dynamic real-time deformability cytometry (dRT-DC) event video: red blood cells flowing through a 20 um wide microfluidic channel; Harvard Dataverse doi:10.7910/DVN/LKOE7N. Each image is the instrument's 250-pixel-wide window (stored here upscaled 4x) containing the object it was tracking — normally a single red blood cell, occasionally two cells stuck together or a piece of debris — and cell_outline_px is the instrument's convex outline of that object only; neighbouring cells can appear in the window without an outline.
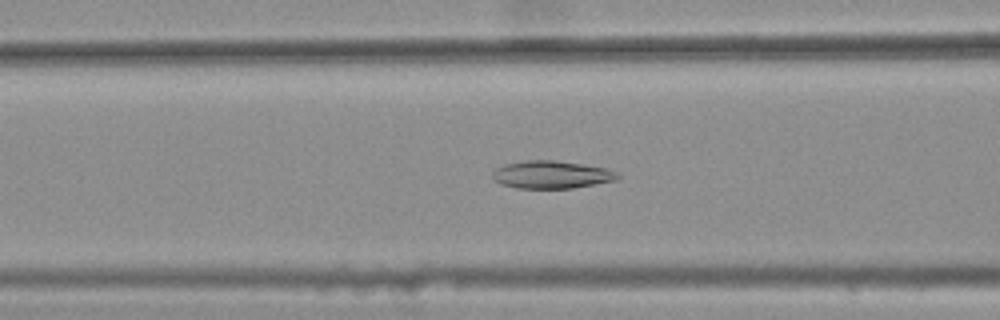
{"species": "common noctule bat (a hibernating species)", "species_latin": "Nyctalus noctula", "temperature_condition": "warm", "stored_images_in_passage": 48, "camera_frame_rate_fps": 3000, "um_per_image_px": 0.085, "animal": {"sex": "female", "body_mass_g": 25.1}, "frame": {"image": 1, "passage_image": 23, "time_ms": 7.333, "image_size_px": [1000, 320], "cell_outline_px": [[620, 176], [616, 180], [572, 188], [516, 188], [500, 184], [492, 176], [492, 172], [496, 168], [504, 164], [528, 160], [556, 160], [584, 164], [604, 168], [616, 172]], "centroid_in_image_um": [46.85, 14.84], "position_along_channel_um": 119.7, "area_um2": 20.11}}
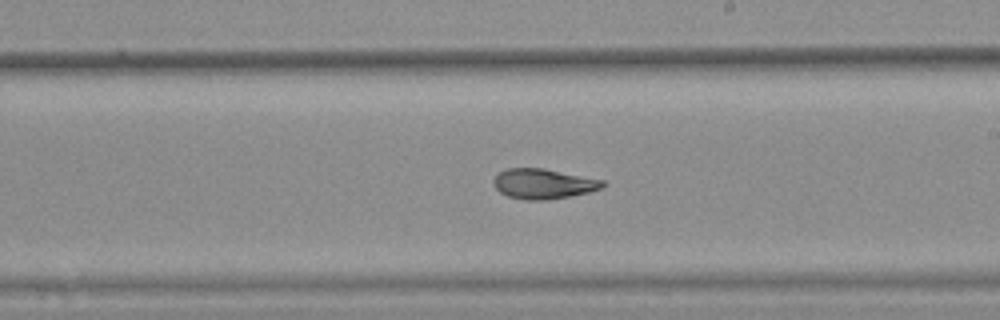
{"frame": {"image": 2, "passage_image": 33, "time_ms": 10.667, "image_size_px": [1000, 320], "cell_outline_px": [[608, 184], [604, 188], [588, 192], [548, 200], [528, 200], [508, 196], [500, 192], [492, 184], [492, 180], [500, 172], [508, 168], [544, 168], [604, 180]], "centroid_in_image_um": [46.21, 15.62], "position_along_channel_um": 242.8, "area_um2": 19.19}}
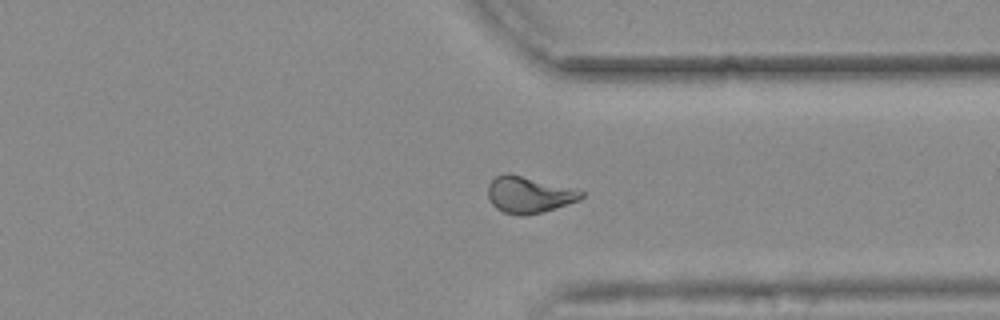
{"frame": {"image": 3, "passage_image": 43, "time_ms": 14.0, "image_size_px": [1000, 320], "cell_outline_px": [[584, 196], [580, 200], [540, 212], [524, 216], [520, 216], [504, 212], [496, 208], [492, 204], [488, 196], [488, 184], [496, 176], [508, 172], [584, 192]], "centroid_in_image_um": [44.9, 16.55], "position_along_channel_um": 366.5, "area_um2": 19.42}, "authors_computed_cell_mechanics": {"area_um2": 19.7676, "velocity_mm_per_s": 3.6958, "shape_relaxation_time_tau1_ms": null, "shape_relaxation_time_tau2_ms": 2.4851, "deformation_change_tau1": null, "deformation_change_tau2": 0.0799}}